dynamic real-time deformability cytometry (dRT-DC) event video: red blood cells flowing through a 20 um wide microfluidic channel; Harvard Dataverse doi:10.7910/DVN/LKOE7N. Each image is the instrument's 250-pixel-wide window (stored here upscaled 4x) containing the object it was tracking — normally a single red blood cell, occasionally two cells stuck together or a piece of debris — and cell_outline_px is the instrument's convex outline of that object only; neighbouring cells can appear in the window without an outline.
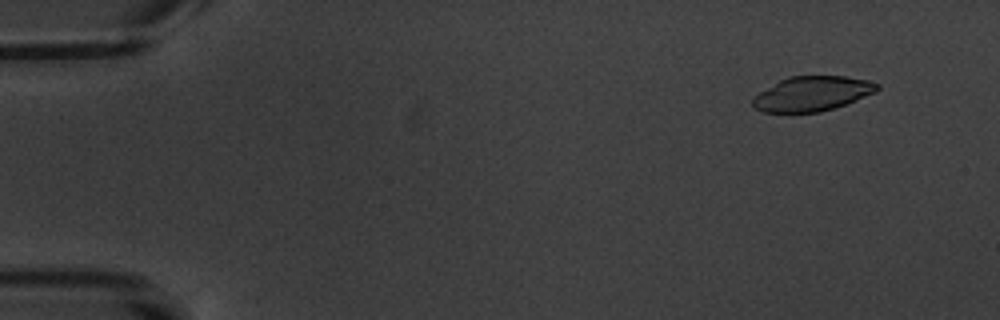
{"species": "common noctule bat (a hibernating species)", "species_latin": "Nyctalus noctula", "temperature_condition": "warm", "stored_images_in_passage": 7, "camera_frame_rate_fps": 3000, "um_per_image_px": 0.085, "animal": {"sex": "male", "body_mass_g": 20.1, "forearm_length_mm": 53.5}, "frame": {"image": 1, "passage_image": 2, "time_ms": 1.333, "image_size_px": [1000, 320], "cell_outline_px": [[880, 88], [876, 92], [856, 100], [820, 112], [764, 112], [756, 108], [752, 104], [752, 100], [760, 92], [780, 80], [788, 76], [844, 76], [864, 80], [880, 84]], "centroid_in_image_um": [69.05, 7.96], "position_along_channel_um": 16.0, "area_um2": 24.8}}